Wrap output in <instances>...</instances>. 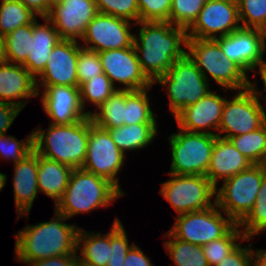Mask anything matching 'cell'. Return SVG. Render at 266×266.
I'll return each instance as SVG.
<instances>
[{
  "label": "cell",
  "mask_w": 266,
  "mask_h": 266,
  "mask_svg": "<svg viewBox=\"0 0 266 266\" xmlns=\"http://www.w3.org/2000/svg\"><path fill=\"white\" fill-rule=\"evenodd\" d=\"M134 49L142 71L153 82L186 53L187 32L170 22H138Z\"/></svg>",
  "instance_id": "1"
},
{
  "label": "cell",
  "mask_w": 266,
  "mask_h": 266,
  "mask_svg": "<svg viewBox=\"0 0 266 266\" xmlns=\"http://www.w3.org/2000/svg\"><path fill=\"white\" fill-rule=\"evenodd\" d=\"M51 221L27 225L16 233L15 257L21 263H31L49 257L78 254L79 227L63 223L64 214L54 210Z\"/></svg>",
  "instance_id": "2"
},
{
  "label": "cell",
  "mask_w": 266,
  "mask_h": 266,
  "mask_svg": "<svg viewBox=\"0 0 266 266\" xmlns=\"http://www.w3.org/2000/svg\"><path fill=\"white\" fill-rule=\"evenodd\" d=\"M33 132V150L44 158L57 161L72 169L82 168L86 158L89 117L69 125L50 124Z\"/></svg>",
  "instance_id": "3"
},
{
  "label": "cell",
  "mask_w": 266,
  "mask_h": 266,
  "mask_svg": "<svg viewBox=\"0 0 266 266\" xmlns=\"http://www.w3.org/2000/svg\"><path fill=\"white\" fill-rule=\"evenodd\" d=\"M124 195L109 180L82 168L73 169L65 193L55 209L69 219L77 214L108 207Z\"/></svg>",
  "instance_id": "4"
},
{
  "label": "cell",
  "mask_w": 266,
  "mask_h": 266,
  "mask_svg": "<svg viewBox=\"0 0 266 266\" xmlns=\"http://www.w3.org/2000/svg\"><path fill=\"white\" fill-rule=\"evenodd\" d=\"M186 53L195 62L207 81L208 75L225 91H241L249 88L247 73L229 60L215 39L187 38Z\"/></svg>",
  "instance_id": "5"
},
{
  "label": "cell",
  "mask_w": 266,
  "mask_h": 266,
  "mask_svg": "<svg viewBox=\"0 0 266 266\" xmlns=\"http://www.w3.org/2000/svg\"><path fill=\"white\" fill-rule=\"evenodd\" d=\"M155 82L163 88L166 87L169 109L174 116L183 108L197 103L211 91L209 81L187 53L176 60Z\"/></svg>",
  "instance_id": "6"
},
{
  "label": "cell",
  "mask_w": 266,
  "mask_h": 266,
  "mask_svg": "<svg viewBox=\"0 0 266 266\" xmlns=\"http://www.w3.org/2000/svg\"><path fill=\"white\" fill-rule=\"evenodd\" d=\"M266 176V164H253L249 169L239 172L216 188V205L239 224L252 210L263 178Z\"/></svg>",
  "instance_id": "7"
},
{
  "label": "cell",
  "mask_w": 266,
  "mask_h": 266,
  "mask_svg": "<svg viewBox=\"0 0 266 266\" xmlns=\"http://www.w3.org/2000/svg\"><path fill=\"white\" fill-rule=\"evenodd\" d=\"M178 129L168 138L172 154L168 173L206 176L217 135Z\"/></svg>",
  "instance_id": "8"
},
{
  "label": "cell",
  "mask_w": 266,
  "mask_h": 266,
  "mask_svg": "<svg viewBox=\"0 0 266 266\" xmlns=\"http://www.w3.org/2000/svg\"><path fill=\"white\" fill-rule=\"evenodd\" d=\"M216 205L178 215L169 232L177 239L203 246L224 237L236 223Z\"/></svg>",
  "instance_id": "9"
},
{
  "label": "cell",
  "mask_w": 266,
  "mask_h": 266,
  "mask_svg": "<svg viewBox=\"0 0 266 266\" xmlns=\"http://www.w3.org/2000/svg\"><path fill=\"white\" fill-rule=\"evenodd\" d=\"M163 182L160 194L178 215L199 211L213 206L216 187L203 175H176Z\"/></svg>",
  "instance_id": "10"
},
{
  "label": "cell",
  "mask_w": 266,
  "mask_h": 266,
  "mask_svg": "<svg viewBox=\"0 0 266 266\" xmlns=\"http://www.w3.org/2000/svg\"><path fill=\"white\" fill-rule=\"evenodd\" d=\"M226 99L217 136L225 139L255 131L265 124L266 110L250 88ZM222 133H226L224 136ZM222 135V136H221Z\"/></svg>",
  "instance_id": "11"
},
{
  "label": "cell",
  "mask_w": 266,
  "mask_h": 266,
  "mask_svg": "<svg viewBox=\"0 0 266 266\" xmlns=\"http://www.w3.org/2000/svg\"><path fill=\"white\" fill-rule=\"evenodd\" d=\"M125 156L109 132L95 125L89 116L88 145L82 169L109 180L124 194L117 175L124 165Z\"/></svg>",
  "instance_id": "12"
},
{
  "label": "cell",
  "mask_w": 266,
  "mask_h": 266,
  "mask_svg": "<svg viewBox=\"0 0 266 266\" xmlns=\"http://www.w3.org/2000/svg\"><path fill=\"white\" fill-rule=\"evenodd\" d=\"M240 28L237 0H208L186 32L187 38L215 39Z\"/></svg>",
  "instance_id": "13"
},
{
  "label": "cell",
  "mask_w": 266,
  "mask_h": 266,
  "mask_svg": "<svg viewBox=\"0 0 266 266\" xmlns=\"http://www.w3.org/2000/svg\"><path fill=\"white\" fill-rule=\"evenodd\" d=\"M225 56L238 64L247 74L266 66L263 59L266 53V42L264 31L241 27L227 36L217 37Z\"/></svg>",
  "instance_id": "14"
},
{
  "label": "cell",
  "mask_w": 266,
  "mask_h": 266,
  "mask_svg": "<svg viewBox=\"0 0 266 266\" xmlns=\"http://www.w3.org/2000/svg\"><path fill=\"white\" fill-rule=\"evenodd\" d=\"M131 24L126 19L98 12L87 25L81 38L83 44L80 45L98 53L131 47L134 44L135 35L130 32Z\"/></svg>",
  "instance_id": "15"
},
{
  "label": "cell",
  "mask_w": 266,
  "mask_h": 266,
  "mask_svg": "<svg viewBox=\"0 0 266 266\" xmlns=\"http://www.w3.org/2000/svg\"><path fill=\"white\" fill-rule=\"evenodd\" d=\"M103 73L125 87L120 89L137 91L153 86V82L142 71L134 46L99 52Z\"/></svg>",
  "instance_id": "16"
},
{
  "label": "cell",
  "mask_w": 266,
  "mask_h": 266,
  "mask_svg": "<svg viewBox=\"0 0 266 266\" xmlns=\"http://www.w3.org/2000/svg\"><path fill=\"white\" fill-rule=\"evenodd\" d=\"M97 13L94 0H63L52 5L45 17L54 25L61 39L78 41Z\"/></svg>",
  "instance_id": "17"
},
{
  "label": "cell",
  "mask_w": 266,
  "mask_h": 266,
  "mask_svg": "<svg viewBox=\"0 0 266 266\" xmlns=\"http://www.w3.org/2000/svg\"><path fill=\"white\" fill-rule=\"evenodd\" d=\"M78 44L79 41L61 39L53 47L40 78H36L38 95H41L39 86H78L76 66L81 46Z\"/></svg>",
  "instance_id": "18"
},
{
  "label": "cell",
  "mask_w": 266,
  "mask_h": 266,
  "mask_svg": "<svg viewBox=\"0 0 266 266\" xmlns=\"http://www.w3.org/2000/svg\"><path fill=\"white\" fill-rule=\"evenodd\" d=\"M44 88L41 97L42 108L54 125H69L90 116L84 112L78 86H41Z\"/></svg>",
  "instance_id": "19"
},
{
  "label": "cell",
  "mask_w": 266,
  "mask_h": 266,
  "mask_svg": "<svg viewBox=\"0 0 266 266\" xmlns=\"http://www.w3.org/2000/svg\"><path fill=\"white\" fill-rule=\"evenodd\" d=\"M225 101L226 98L211 90L197 103L176 114L175 121L185 131L217 135L215 131H218Z\"/></svg>",
  "instance_id": "20"
},
{
  "label": "cell",
  "mask_w": 266,
  "mask_h": 266,
  "mask_svg": "<svg viewBox=\"0 0 266 266\" xmlns=\"http://www.w3.org/2000/svg\"><path fill=\"white\" fill-rule=\"evenodd\" d=\"M36 96V79L23 65L8 62L0 66V102L12 104L22 110L30 102L29 98ZM16 99L23 100L15 101Z\"/></svg>",
  "instance_id": "21"
},
{
  "label": "cell",
  "mask_w": 266,
  "mask_h": 266,
  "mask_svg": "<svg viewBox=\"0 0 266 266\" xmlns=\"http://www.w3.org/2000/svg\"><path fill=\"white\" fill-rule=\"evenodd\" d=\"M13 192L17 219L28 217L39 193L38 189V154L33 150L24 159L14 164ZM26 214V215H25Z\"/></svg>",
  "instance_id": "22"
},
{
  "label": "cell",
  "mask_w": 266,
  "mask_h": 266,
  "mask_svg": "<svg viewBox=\"0 0 266 266\" xmlns=\"http://www.w3.org/2000/svg\"><path fill=\"white\" fill-rule=\"evenodd\" d=\"M253 163L243 156L229 139L216 137L206 177L217 187L218 181L249 169Z\"/></svg>",
  "instance_id": "23"
},
{
  "label": "cell",
  "mask_w": 266,
  "mask_h": 266,
  "mask_svg": "<svg viewBox=\"0 0 266 266\" xmlns=\"http://www.w3.org/2000/svg\"><path fill=\"white\" fill-rule=\"evenodd\" d=\"M44 24H40L37 19L33 21V36L31 53L22 64L28 72L36 79L47 65L53 47L61 40L54 25L46 18Z\"/></svg>",
  "instance_id": "24"
},
{
  "label": "cell",
  "mask_w": 266,
  "mask_h": 266,
  "mask_svg": "<svg viewBox=\"0 0 266 266\" xmlns=\"http://www.w3.org/2000/svg\"><path fill=\"white\" fill-rule=\"evenodd\" d=\"M73 169L38 154V189L56 204L65 193Z\"/></svg>",
  "instance_id": "25"
},
{
  "label": "cell",
  "mask_w": 266,
  "mask_h": 266,
  "mask_svg": "<svg viewBox=\"0 0 266 266\" xmlns=\"http://www.w3.org/2000/svg\"><path fill=\"white\" fill-rule=\"evenodd\" d=\"M79 250L78 266H106L111 255L110 232L102 235L80 228L77 236Z\"/></svg>",
  "instance_id": "26"
},
{
  "label": "cell",
  "mask_w": 266,
  "mask_h": 266,
  "mask_svg": "<svg viewBox=\"0 0 266 266\" xmlns=\"http://www.w3.org/2000/svg\"><path fill=\"white\" fill-rule=\"evenodd\" d=\"M156 123H139L105 129L109 132L116 146L124 153L145 148L154 140L157 131Z\"/></svg>",
  "instance_id": "27"
},
{
  "label": "cell",
  "mask_w": 266,
  "mask_h": 266,
  "mask_svg": "<svg viewBox=\"0 0 266 266\" xmlns=\"http://www.w3.org/2000/svg\"><path fill=\"white\" fill-rule=\"evenodd\" d=\"M126 90L117 89L97 111L90 112L95 125L101 129H111L124 125ZM99 110V111H98Z\"/></svg>",
  "instance_id": "28"
},
{
  "label": "cell",
  "mask_w": 266,
  "mask_h": 266,
  "mask_svg": "<svg viewBox=\"0 0 266 266\" xmlns=\"http://www.w3.org/2000/svg\"><path fill=\"white\" fill-rule=\"evenodd\" d=\"M164 247L176 266H209L202 246L181 241L169 231L164 235Z\"/></svg>",
  "instance_id": "29"
},
{
  "label": "cell",
  "mask_w": 266,
  "mask_h": 266,
  "mask_svg": "<svg viewBox=\"0 0 266 266\" xmlns=\"http://www.w3.org/2000/svg\"><path fill=\"white\" fill-rule=\"evenodd\" d=\"M234 147L253 164H266V125L246 134L230 137Z\"/></svg>",
  "instance_id": "30"
},
{
  "label": "cell",
  "mask_w": 266,
  "mask_h": 266,
  "mask_svg": "<svg viewBox=\"0 0 266 266\" xmlns=\"http://www.w3.org/2000/svg\"><path fill=\"white\" fill-rule=\"evenodd\" d=\"M151 88L137 91L126 90L124 125L157 123L147 95Z\"/></svg>",
  "instance_id": "31"
},
{
  "label": "cell",
  "mask_w": 266,
  "mask_h": 266,
  "mask_svg": "<svg viewBox=\"0 0 266 266\" xmlns=\"http://www.w3.org/2000/svg\"><path fill=\"white\" fill-rule=\"evenodd\" d=\"M36 15L18 0L0 3V35L5 36L19 27L31 24Z\"/></svg>",
  "instance_id": "32"
},
{
  "label": "cell",
  "mask_w": 266,
  "mask_h": 266,
  "mask_svg": "<svg viewBox=\"0 0 266 266\" xmlns=\"http://www.w3.org/2000/svg\"><path fill=\"white\" fill-rule=\"evenodd\" d=\"M33 22L19 27L4 36L6 54L11 64H23L31 53Z\"/></svg>",
  "instance_id": "33"
},
{
  "label": "cell",
  "mask_w": 266,
  "mask_h": 266,
  "mask_svg": "<svg viewBox=\"0 0 266 266\" xmlns=\"http://www.w3.org/2000/svg\"><path fill=\"white\" fill-rule=\"evenodd\" d=\"M240 239V240H239ZM251 240L246 238L240 230L239 224H236L224 237L213 240L202 246L204 255L209 266H216L223 258H226L240 244L236 241Z\"/></svg>",
  "instance_id": "34"
},
{
  "label": "cell",
  "mask_w": 266,
  "mask_h": 266,
  "mask_svg": "<svg viewBox=\"0 0 266 266\" xmlns=\"http://www.w3.org/2000/svg\"><path fill=\"white\" fill-rule=\"evenodd\" d=\"M117 89L120 88L115 87L104 73L90 78L88 81L79 85L83 109L85 110V104L88 103V101L94 104L98 109Z\"/></svg>",
  "instance_id": "35"
},
{
  "label": "cell",
  "mask_w": 266,
  "mask_h": 266,
  "mask_svg": "<svg viewBox=\"0 0 266 266\" xmlns=\"http://www.w3.org/2000/svg\"><path fill=\"white\" fill-rule=\"evenodd\" d=\"M239 226L246 238L258 236L266 231V176L263 178L252 210L239 223Z\"/></svg>",
  "instance_id": "36"
},
{
  "label": "cell",
  "mask_w": 266,
  "mask_h": 266,
  "mask_svg": "<svg viewBox=\"0 0 266 266\" xmlns=\"http://www.w3.org/2000/svg\"><path fill=\"white\" fill-rule=\"evenodd\" d=\"M208 0H172L169 22L186 31L193 25Z\"/></svg>",
  "instance_id": "37"
},
{
  "label": "cell",
  "mask_w": 266,
  "mask_h": 266,
  "mask_svg": "<svg viewBox=\"0 0 266 266\" xmlns=\"http://www.w3.org/2000/svg\"><path fill=\"white\" fill-rule=\"evenodd\" d=\"M241 27L266 29V0H237Z\"/></svg>",
  "instance_id": "38"
},
{
  "label": "cell",
  "mask_w": 266,
  "mask_h": 266,
  "mask_svg": "<svg viewBox=\"0 0 266 266\" xmlns=\"http://www.w3.org/2000/svg\"><path fill=\"white\" fill-rule=\"evenodd\" d=\"M99 13L123 18L134 23L139 22L137 0H94Z\"/></svg>",
  "instance_id": "39"
},
{
  "label": "cell",
  "mask_w": 266,
  "mask_h": 266,
  "mask_svg": "<svg viewBox=\"0 0 266 266\" xmlns=\"http://www.w3.org/2000/svg\"><path fill=\"white\" fill-rule=\"evenodd\" d=\"M134 244H129L122 222L115 218L110 230L111 255L106 266H123L127 252Z\"/></svg>",
  "instance_id": "40"
},
{
  "label": "cell",
  "mask_w": 266,
  "mask_h": 266,
  "mask_svg": "<svg viewBox=\"0 0 266 266\" xmlns=\"http://www.w3.org/2000/svg\"><path fill=\"white\" fill-rule=\"evenodd\" d=\"M33 151V132L27 135L26 140L18 141L14 136L0 135V157L13 160L14 164L24 159Z\"/></svg>",
  "instance_id": "41"
},
{
  "label": "cell",
  "mask_w": 266,
  "mask_h": 266,
  "mask_svg": "<svg viewBox=\"0 0 266 266\" xmlns=\"http://www.w3.org/2000/svg\"><path fill=\"white\" fill-rule=\"evenodd\" d=\"M76 68L78 87L80 84L88 81L90 78H94L96 75L103 74L99 53L82 46L79 47Z\"/></svg>",
  "instance_id": "42"
},
{
  "label": "cell",
  "mask_w": 266,
  "mask_h": 266,
  "mask_svg": "<svg viewBox=\"0 0 266 266\" xmlns=\"http://www.w3.org/2000/svg\"><path fill=\"white\" fill-rule=\"evenodd\" d=\"M172 0H137L139 22H169Z\"/></svg>",
  "instance_id": "43"
},
{
  "label": "cell",
  "mask_w": 266,
  "mask_h": 266,
  "mask_svg": "<svg viewBox=\"0 0 266 266\" xmlns=\"http://www.w3.org/2000/svg\"><path fill=\"white\" fill-rule=\"evenodd\" d=\"M251 247L252 243H249L244 248L240 244L216 266H252L254 250Z\"/></svg>",
  "instance_id": "44"
},
{
  "label": "cell",
  "mask_w": 266,
  "mask_h": 266,
  "mask_svg": "<svg viewBox=\"0 0 266 266\" xmlns=\"http://www.w3.org/2000/svg\"><path fill=\"white\" fill-rule=\"evenodd\" d=\"M21 111L17 106L0 102V135L6 134V131Z\"/></svg>",
  "instance_id": "45"
},
{
  "label": "cell",
  "mask_w": 266,
  "mask_h": 266,
  "mask_svg": "<svg viewBox=\"0 0 266 266\" xmlns=\"http://www.w3.org/2000/svg\"><path fill=\"white\" fill-rule=\"evenodd\" d=\"M28 266H78V254L49 257L39 261L24 263Z\"/></svg>",
  "instance_id": "46"
},
{
  "label": "cell",
  "mask_w": 266,
  "mask_h": 266,
  "mask_svg": "<svg viewBox=\"0 0 266 266\" xmlns=\"http://www.w3.org/2000/svg\"><path fill=\"white\" fill-rule=\"evenodd\" d=\"M123 266H154L150 259L144 254V252L138 247L133 245L127 252Z\"/></svg>",
  "instance_id": "47"
},
{
  "label": "cell",
  "mask_w": 266,
  "mask_h": 266,
  "mask_svg": "<svg viewBox=\"0 0 266 266\" xmlns=\"http://www.w3.org/2000/svg\"><path fill=\"white\" fill-rule=\"evenodd\" d=\"M24 6L31 9L37 16L45 17L50 10L49 0H18Z\"/></svg>",
  "instance_id": "48"
},
{
  "label": "cell",
  "mask_w": 266,
  "mask_h": 266,
  "mask_svg": "<svg viewBox=\"0 0 266 266\" xmlns=\"http://www.w3.org/2000/svg\"><path fill=\"white\" fill-rule=\"evenodd\" d=\"M258 71H259L258 73H260L259 76L261 77L262 82L264 84V92L266 93V66L259 68ZM256 84H257L256 82L255 84H253L250 80L249 88L251 89V91L254 93L256 97L259 96L261 98H264V100H266V95L263 97V93L259 90V88H257Z\"/></svg>",
  "instance_id": "49"
},
{
  "label": "cell",
  "mask_w": 266,
  "mask_h": 266,
  "mask_svg": "<svg viewBox=\"0 0 266 266\" xmlns=\"http://www.w3.org/2000/svg\"><path fill=\"white\" fill-rule=\"evenodd\" d=\"M252 266H266V249H257L253 251Z\"/></svg>",
  "instance_id": "50"
},
{
  "label": "cell",
  "mask_w": 266,
  "mask_h": 266,
  "mask_svg": "<svg viewBox=\"0 0 266 266\" xmlns=\"http://www.w3.org/2000/svg\"><path fill=\"white\" fill-rule=\"evenodd\" d=\"M8 63L6 54V43L3 35H0V66Z\"/></svg>",
  "instance_id": "51"
},
{
  "label": "cell",
  "mask_w": 266,
  "mask_h": 266,
  "mask_svg": "<svg viewBox=\"0 0 266 266\" xmlns=\"http://www.w3.org/2000/svg\"><path fill=\"white\" fill-rule=\"evenodd\" d=\"M6 179H7V176L5 174H3V173L0 172V191L5 186Z\"/></svg>",
  "instance_id": "52"
},
{
  "label": "cell",
  "mask_w": 266,
  "mask_h": 266,
  "mask_svg": "<svg viewBox=\"0 0 266 266\" xmlns=\"http://www.w3.org/2000/svg\"><path fill=\"white\" fill-rule=\"evenodd\" d=\"M49 1H50V8H51L52 5H55V4H57V3H60V2H62L63 0H49Z\"/></svg>",
  "instance_id": "53"
},
{
  "label": "cell",
  "mask_w": 266,
  "mask_h": 266,
  "mask_svg": "<svg viewBox=\"0 0 266 266\" xmlns=\"http://www.w3.org/2000/svg\"><path fill=\"white\" fill-rule=\"evenodd\" d=\"M1 3H4V2H9V1H14V0H0Z\"/></svg>",
  "instance_id": "54"
},
{
  "label": "cell",
  "mask_w": 266,
  "mask_h": 266,
  "mask_svg": "<svg viewBox=\"0 0 266 266\" xmlns=\"http://www.w3.org/2000/svg\"><path fill=\"white\" fill-rule=\"evenodd\" d=\"M264 36H265V41H266V29L264 30Z\"/></svg>",
  "instance_id": "55"
}]
</instances>
